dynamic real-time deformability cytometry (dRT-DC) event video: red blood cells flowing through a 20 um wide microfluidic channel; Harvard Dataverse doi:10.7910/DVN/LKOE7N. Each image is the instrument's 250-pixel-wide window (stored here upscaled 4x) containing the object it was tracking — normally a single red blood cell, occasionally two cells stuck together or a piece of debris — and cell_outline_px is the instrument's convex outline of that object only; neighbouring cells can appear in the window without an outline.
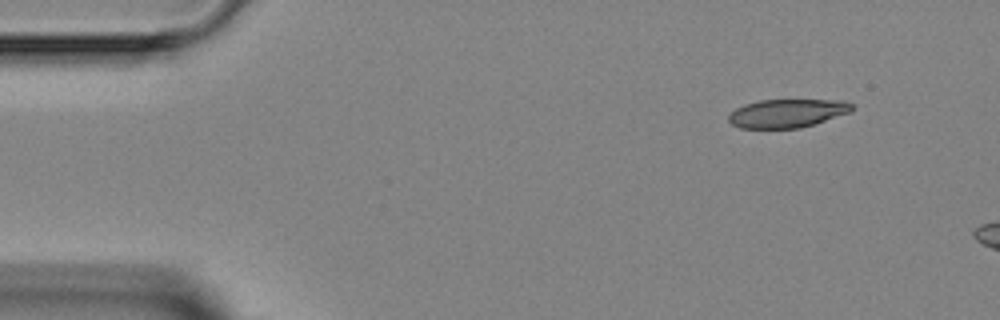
{"species": "Egyptian fruit bat (a non-hibernating species)", "species_latin": "Rousettus aegyptiacus", "temperature_condition": "room temperature", "stored_images_in_passage": 3, "segment_of_instrument_passage": [2, 2], "camera_frame_rate_fps": 3000, "um_per_image_px": 0.085, "animal": {"sex": "female"}, "frame": {"image": 1, "passage_image": 3, "time_ms": 3.0, "image_size_px": [1000, 320], "cell_outline_px": [[852, 108], [848, 112], [800, 128], [740, 128], [732, 124], [728, 120], [728, 116], [736, 108], [744, 104], [760, 100], [844, 100], [852, 104]], "centroid_in_image_um": [66.85, 9.62], "position_along_channel_um": 18.1, "area_um2": 20.11}}